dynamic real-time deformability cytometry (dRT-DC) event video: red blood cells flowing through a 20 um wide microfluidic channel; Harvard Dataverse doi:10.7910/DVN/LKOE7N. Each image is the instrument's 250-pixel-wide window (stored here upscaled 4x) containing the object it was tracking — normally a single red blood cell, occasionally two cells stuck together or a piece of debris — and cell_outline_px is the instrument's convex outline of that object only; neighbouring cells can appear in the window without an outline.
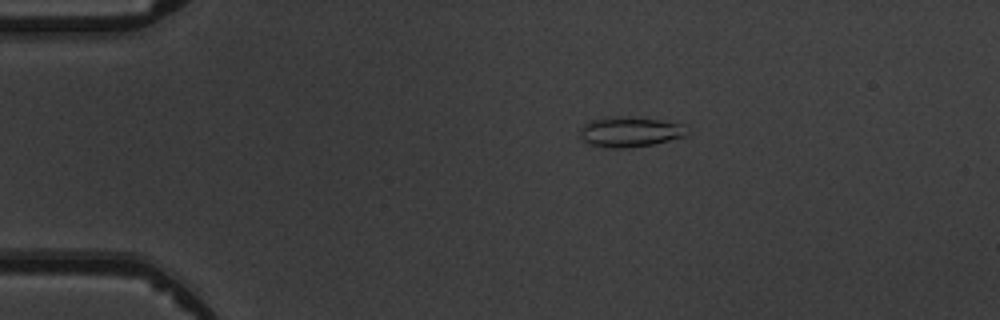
{"species": "common noctule bat (a hibernating species)", "species_latin": "Nyctalus noctula", "temperature_condition": "warm", "stored_images_in_passage": 9, "camera_frame_rate_fps": 3000, "um_per_image_px": 0.085, "animal": {"sex": "male", "body_mass_g": 19.5, "forearm_length_mm": 54.6}, "frame": {"image": 1, "passage_image": 2, "time_ms": 1.333, "image_size_px": [1000, 320], "cell_outline_px": [[688, 136], [652, 144], [624, 148], [612, 148], [592, 144], [580, 140], [580, 128], [588, 120], [604, 116], [628, 116], [660, 120], [680, 124], [688, 132]], "centroid_in_image_um": [53.48, 11.19], "position_along_channel_um": 31.5, "area_um2": 18.96}}
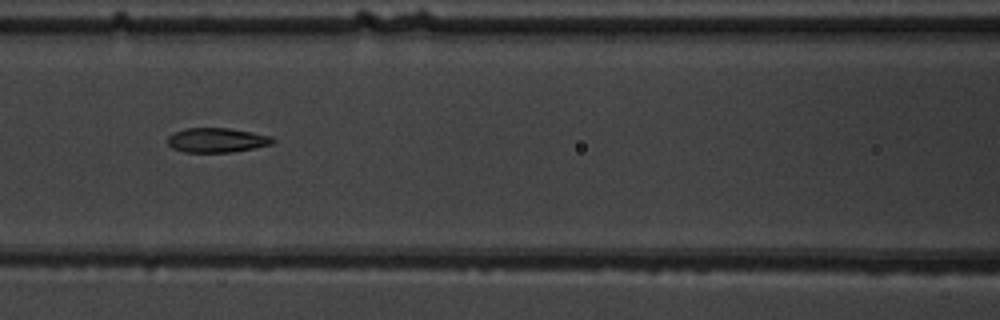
{"frame": {"image": 2, "passage_image": 6, "time_ms": 5.667, "image_size_px": [1000, 320], "cell_outline_px": [[276, 140], [272, 144], [232, 152], [184, 152], [172, 148], [168, 144], [168, 136], [184, 128], [228, 128], [252, 132], [272, 136]], "centroid_in_image_um": [18.44, 11.91], "position_along_channel_um": 148.2, "area_um2": 14.97}}
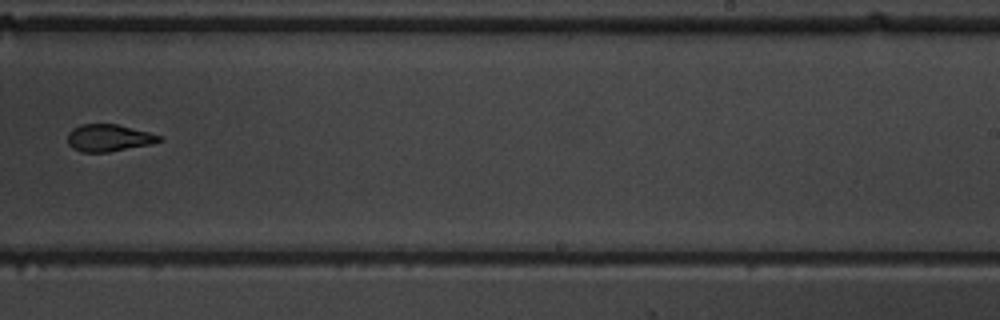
{"frame": {"image": 3, "passage_image": 9, "time_ms": 9.0, "image_size_px": [1000, 320], "cell_outline_px": [[164, 140], [152, 144], [108, 152], [80, 152], [72, 148], [68, 144], [68, 132], [72, 128], [80, 124], [116, 124], [164, 136]], "centroid_in_image_um": [9.25, 11.72], "position_along_channel_um": 279.7, "area_um2": 14.62}}